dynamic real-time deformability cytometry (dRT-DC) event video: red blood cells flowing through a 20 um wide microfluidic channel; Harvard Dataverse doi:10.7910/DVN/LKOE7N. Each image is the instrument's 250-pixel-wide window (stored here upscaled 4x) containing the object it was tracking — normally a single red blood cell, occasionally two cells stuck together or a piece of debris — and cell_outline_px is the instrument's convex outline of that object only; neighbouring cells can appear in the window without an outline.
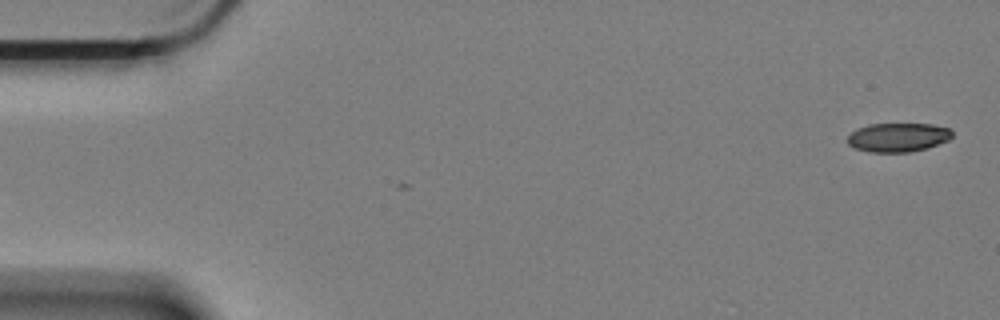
{"species": "Egyptian fruit bat (a non-hibernating species)", "species_latin": "Rousettus aegyptiacus", "temperature_condition": "cold", "stored_images_in_passage": 2, "camera_frame_rate_fps": 3000, "um_per_image_px": 0.085, "animal": {"sex": "female"}, "frame": {"image": 1, "passage_image": 2, "time_ms": 0.333, "image_size_px": [1000, 320], "cell_outline_px": [[952, 136], [948, 140], [924, 148], [908, 152], [872, 152], [856, 148], [848, 144], [848, 136], [856, 128], [868, 124], [932, 124], [952, 128]], "centroid_in_image_um": [76.33, 11.65], "position_along_channel_um": 8.7, "area_um2": 17.51}}